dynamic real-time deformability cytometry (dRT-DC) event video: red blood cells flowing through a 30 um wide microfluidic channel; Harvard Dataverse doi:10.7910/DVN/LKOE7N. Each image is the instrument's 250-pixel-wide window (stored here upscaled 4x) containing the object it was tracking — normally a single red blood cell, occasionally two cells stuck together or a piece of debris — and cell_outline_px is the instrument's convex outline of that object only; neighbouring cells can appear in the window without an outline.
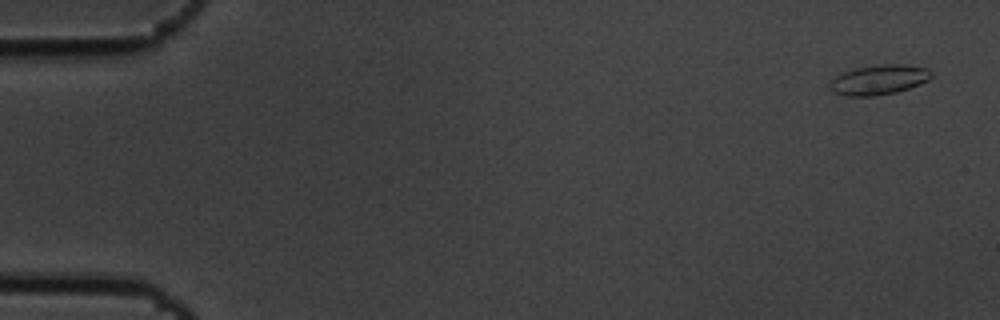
{"species": "common noctule bat (a hibernating species)", "species_latin": "Nyctalus noctula", "temperature_condition": "cold", "stored_images_in_passage": 7, "camera_frame_rate_fps": 3000, "um_per_image_px": 0.085, "animal": {"sex": "male", "body_mass_g": 19.5, "forearm_length_mm": 54.6}, "frame": {"image": 1, "passage_image": 1, "time_ms": 0.0, "image_size_px": [1000, 320], "cell_outline_px": [[932, 76], [928, 80], [920, 84], [896, 92], [872, 96], [848, 96], [832, 92], [832, 80], [836, 76], [844, 72], [856, 68], [884, 64], [904, 64], [928, 68], [932, 72]], "centroid_in_image_um": [74.76, 6.77], "position_along_channel_um": 10.2, "area_um2": 17.4}}
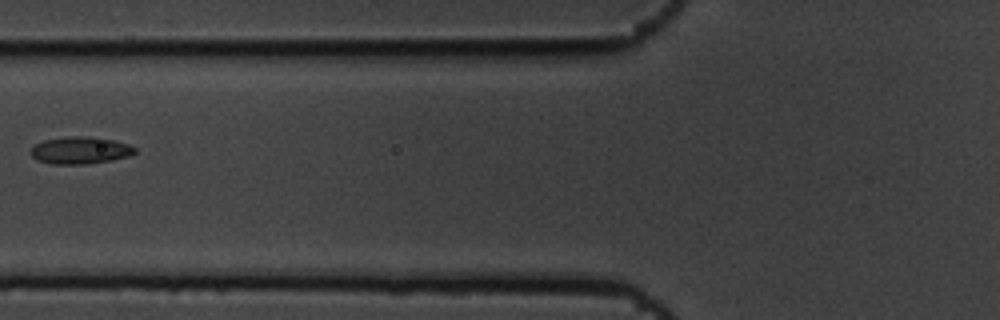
{"frame": {"image": 2, "passage_image": 6, "time_ms": 1.667, "image_size_px": [1000, 320], "cell_outline_px": [[136, 152], [128, 156], [112, 160], [88, 164], [52, 164], [36, 160], [32, 156], [32, 148], [36, 144], [44, 140], [72, 136], [88, 136], [116, 140], [128, 144], [136, 148]], "centroid_in_image_um": [6.85, 12.78], "position_along_channel_um": 119.0, "area_um2": 16.47}}
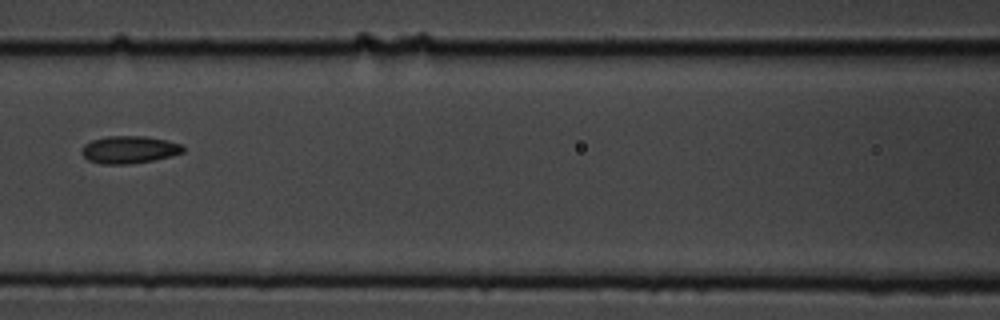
{"frame": {"image": 3, "passage_image": 7, "time_ms": 2.0, "image_size_px": [1000, 320], "cell_outline_px": [[184, 152], [172, 156], [152, 160], [128, 164], [100, 164], [88, 160], [80, 152], [80, 148], [84, 144], [92, 140], [108, 136], [144, 136], [168, 140], [180, 144], [184, 148]], "centroid_in_image_um": [10.96, 12.72], "position_along_channel_um": 155.6, "area_um2": 16.3}}